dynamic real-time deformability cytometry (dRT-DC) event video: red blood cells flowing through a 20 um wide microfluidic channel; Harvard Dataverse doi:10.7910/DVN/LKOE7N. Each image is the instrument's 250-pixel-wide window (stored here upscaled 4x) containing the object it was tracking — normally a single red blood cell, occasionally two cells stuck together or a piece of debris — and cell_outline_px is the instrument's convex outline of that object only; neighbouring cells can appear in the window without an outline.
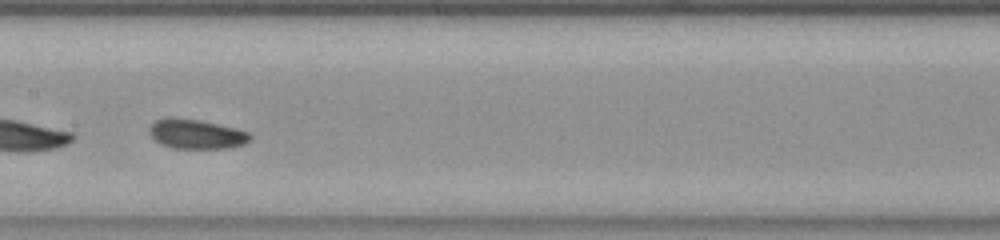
{"species": "common noctule bat (a hibernating species)", "species_latin": "Nyctalus noctula", "temperature_condition": "room temperature", "stored_images_in_passage": 26, "segment_of_instrument_passage": [2, 2], "camera_frame_rate_fps": 3000, "um_per_image_px": 0.085, "animal": {"sex": "female", "body_mass_g": 23.0, "forearm_length_mm": 53.4}, "frame": {"image": 1, "passage_image": 22, "time_ms": 7.0, "image_size_px": [1000, 240], "cell_outline_px": [[252, 140], [244, 144], [224, 148], [172, 148], [160, 144], [148, 132], [148, 128], [156, 120], [168, 116], [172, 116], [200, 120], [236, 128], [248, 132], [252, 136]], "centroid_in_image_um": [16.67, 11.38], "position_along_channel_um": 190.7, "area_um2": 17.51}}